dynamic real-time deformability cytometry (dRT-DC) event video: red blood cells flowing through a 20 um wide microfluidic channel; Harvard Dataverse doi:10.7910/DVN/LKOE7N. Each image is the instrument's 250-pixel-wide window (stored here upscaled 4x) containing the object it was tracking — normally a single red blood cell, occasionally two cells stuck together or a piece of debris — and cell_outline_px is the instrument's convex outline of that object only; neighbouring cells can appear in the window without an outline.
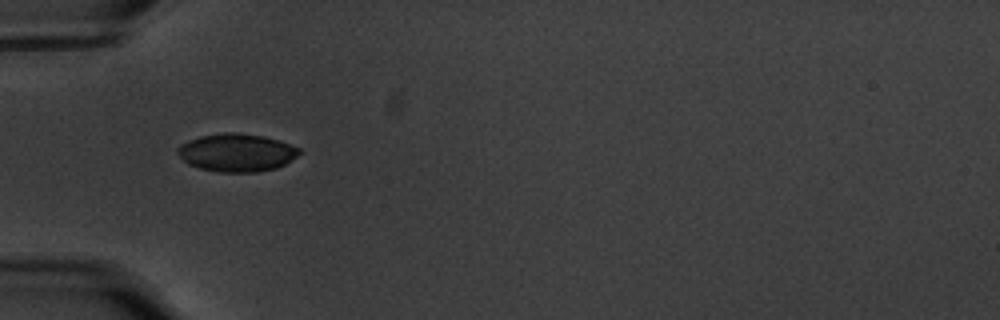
{"species": "common noctule bat (a hibernating species)", "species_latin": "Nyctalus noctula", "temperature_condition": "warm", "stored_images_in_passage": 33, "camera_frame_rate_fps": 3000, "um_per_image_px": 0.085, "animal": {"sex": "male", "body_mass_g": 20.1, "forearm_length_mm": 53.5}, "frame": {"image": 1, "passage_image": 1, "time_ms": 0.0, "image_size_px": [1000, 320], "cell_outline_px": [[304, 152], [284, 164], [276, 168], [256, 172], [216, 172], [200, 168], [188, 164], [176, 152], [176, 148], [180, 144], [188, 140], [200, 136], [224, 132], [236, 132], [264, 136], [280, 140], [300, 148]], "centroid_in_image_um": [20.13, 12.96], "position_along_channel_um": 64.9, "area_um2": 27.17}}
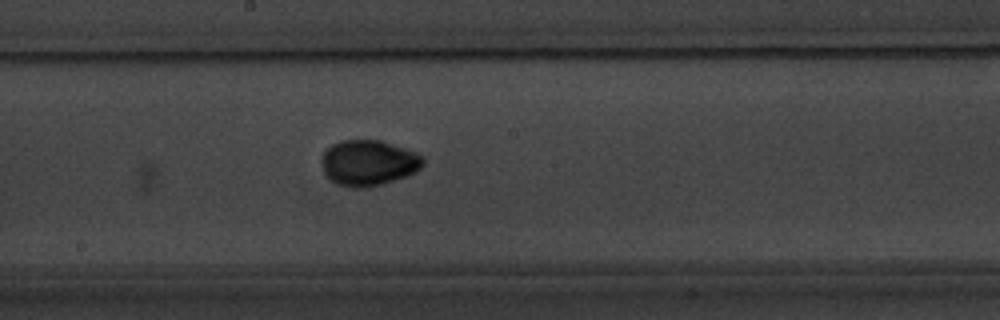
{"frame": {"image": 2, "passage_image": 14, "time_ms": 4.333, "image_size_px": [1000, 320], "cell_outline_px": [[424, 164], [416, 172], [408, 176], [380, 184], [364, 188], [348, 188], [336, 184], [324, 172], [320, 156], [332, 144], [340, 140], [380, 140], [416, 152], [424, 156]], "centroid_in_image_um": [31.33, 13.84], "position_along_channel_um": 216.9, "area_um2": 27.17}}
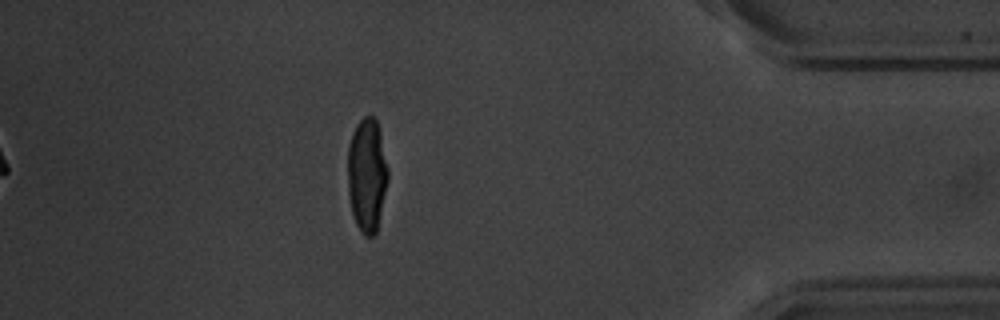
{"frame": {"image": 3, "passage_image": 33, "time_ms": 10.667, "image_size_px": [1000, 320], "cell_outline_px": [[388, 180], [376, 232], [372, 236], [364, 236], [360, 232], [352, 216], [348, 192], [348, 144], [352, 132], [356, 124], [364, 116], [372, 116], [376, 120], [380, 128], [388, 168]], "centroid_in_image_um": [31.18, 14.85], "position_along_channel_um": 404.0, "area_um2": 26.99}, "authors_computed_cell_mechanics": {"area_um2": 25.7788, "velocity_mm_per_s": 3.5384, "shape_relaxation_time_tau1_ms": 3.2572, "shape_relaxation_time_tau2_ms": null, "deformation_change_tau1": 0.1456, "deformation_change_tau2": null}}